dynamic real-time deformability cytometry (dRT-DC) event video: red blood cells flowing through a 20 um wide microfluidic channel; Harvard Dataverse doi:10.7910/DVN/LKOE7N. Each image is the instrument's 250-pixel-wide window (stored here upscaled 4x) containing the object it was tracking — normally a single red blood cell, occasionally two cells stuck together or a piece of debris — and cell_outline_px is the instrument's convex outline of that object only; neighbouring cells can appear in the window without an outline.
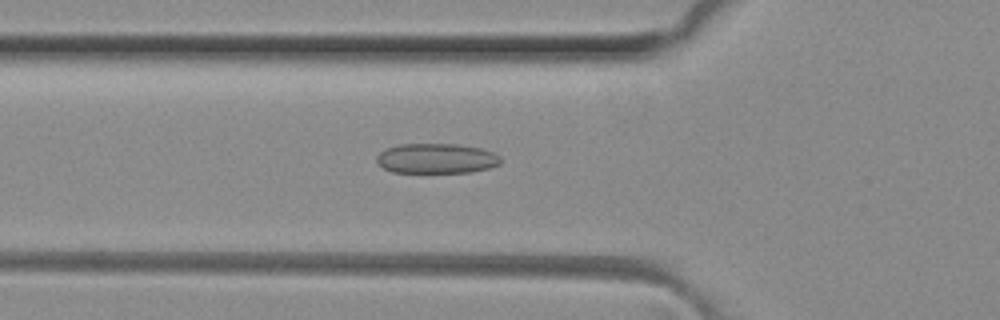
{"species": "common noctule bat (a hibernating species)", "species_latin": "Nyctalus noctula", "temperature_condition": "room temperature", "stored_images_in_passage": 48, "camera_frame_rate_fps": 3000, "um_per_image_px": 0.085, "animal": {"sex": "female", "body_mass_g": 29.2, "forearm_length_mm": 56.3}, "frame": {"image": 1, "passage_image": 16, "time_ms": 5.0, "image_size_px": [1000, 320], "cell_outline_px": [[500, 164], [488, 168], [472, 172], [392, 172], [384, 168], [376, 160], [376, 156], [380, 152], [388, 148], [400, 144], [456, 144], [480, 148], [492, 152], [500, 156]], "centroid_in_image_um": [37.1, 13.47], "position_along_channel_um": 88.7, "area_um2": 21.5}}
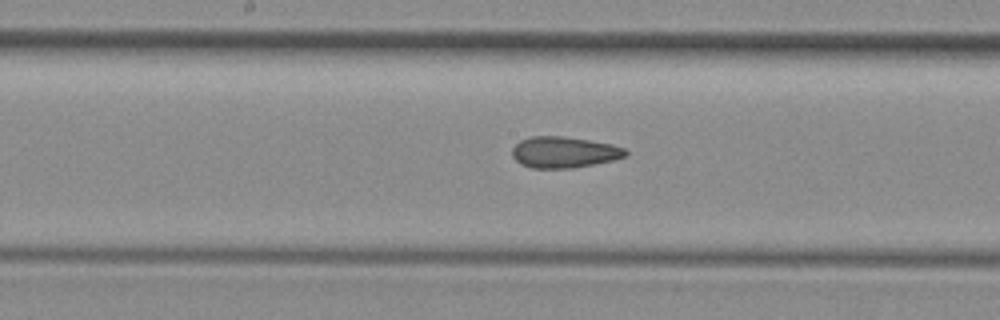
{"frame": {"image": 2, "passage_image": 24, "time_ms": 7.667, "image_size_px": [1000, 320], "cell_outline_px": [[628, 156], [612, 160], [576, 168], [532, 168], [520, 164], [512, 156], [512, 148], [520, 140], [532, 136], [560, 136], [588, 140], [612, 144], [624, 148], [628, 152]], "centroid_in_image_um": [47.94, 12.94], "position_along_channel_um": 200.3, "area_um2": 20.63}}
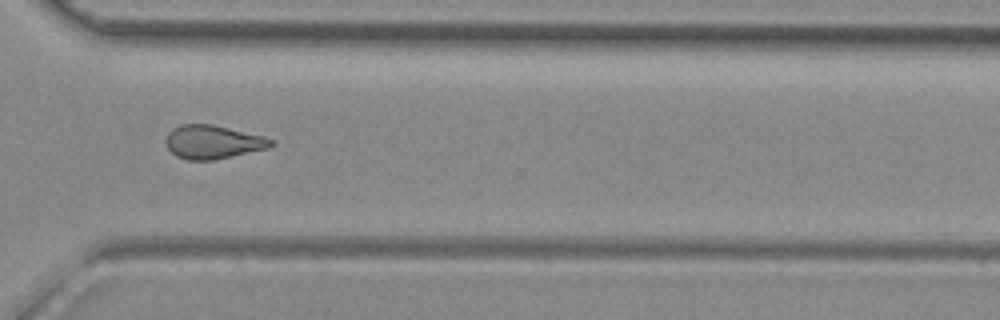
{"frame": {"image": 3, "passage_image": 35, "time_ms": 11.333, "image_size_px": [1000, 320], "cell_outline_px": [[276, 144], [268, 148], [216, 160], [188, 160], [176, 156], [164, 144], [164, 140], [168, 132], [172, 128], [180, 124], [212, 124], [264, 136], [276, 140]], "centroid_in_image_um": [18.1, 12.07], "position_along_channel_um": 352.5, "area_um2": 20.92}, "authors_computed_cell_mechanics": {"area_um2": 20.9814, "velocity_mm_per_s": 4.1587, "shape_relaxation_time_tau1_ms": null, "shape_relaxation_time_tau2_ms": 2.8634, "deformation_change_tau1": null, "deformation_change_tau2": 0.1149}}